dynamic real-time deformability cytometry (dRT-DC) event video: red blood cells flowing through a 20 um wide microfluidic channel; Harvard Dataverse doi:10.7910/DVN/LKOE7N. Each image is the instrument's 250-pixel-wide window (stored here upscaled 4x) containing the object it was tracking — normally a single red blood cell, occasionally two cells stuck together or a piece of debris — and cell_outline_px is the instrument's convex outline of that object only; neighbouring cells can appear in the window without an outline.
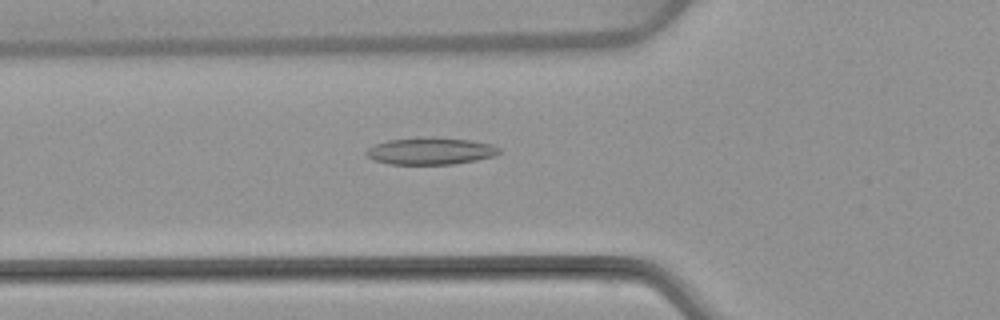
{"species": "common noctule bat (a hibernating species)", "species_latin": "Nyctalus noctula", "temperature_condition": "warm", "stored_images_in_passage": 53, "camera_frame_rate_fps": 3000, "um_per_image_px": 0.085, "animal": {"sex": "female", "body_mass_g": 22.7, "forearm_length_mm": 54.2}, "frame": {"image": 1, "passage_image": 19, "time_ms": 6.0, "image_size_px": [1000, 320], "cell_outline_px": [[500, 152], [496, 156], [476, 160], [452, 164], [388, 164], [372, 160], [364, 152], [368, 148], [376, 144], [388, 140], [428, 136], [472, 140], [492, 144], [500, 148]], "centroid_in_image_um": [36.6, 12.83], "position_along_channel_um": 89.2, "area_um2": 21.15}}
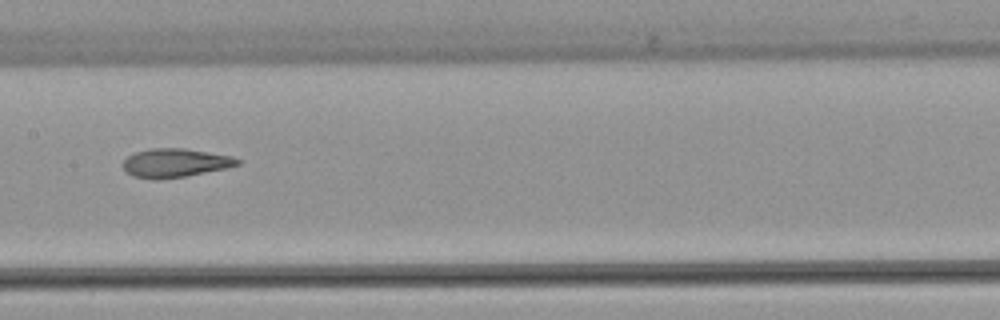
{"frame": {"image": 2, "passage_image": 27, "time_ms": 8.667, "image_size_px": [1000, 320], "cell_outline_px": [[240, 164], [228, 168], [184, 176], [160, 180], [152, 180], [132, 176], [124, 168], [124, 160], [128, 156], [136, 152], [148, 148], [184, 148], [232, 156], [240, 160]], "centroid_in_image_um": [14.89, 13.85], "position_along_channel_um": 192.5, "area_um2": 19.19}}
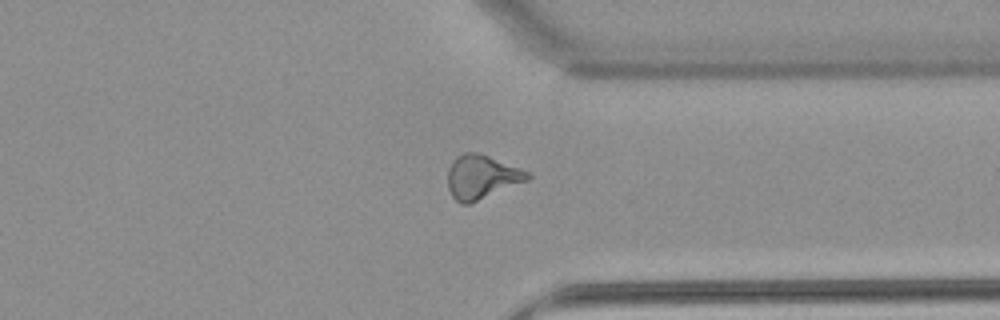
{"frame": {"image": 3, "passage_image": 41, "time_ms": 13.333, "image_size_px": [1000, 320], "cell_outline_px": [[532, 176], [528, 180], [468, 204], [460, 204], [452, 196], [448, 188], [448, 168], [452, 160], [456, 156], [464, 152], [476, 152], [488, 156], [520, 168], [528, 172]], "centroid_in_image_um": [40.9, 15.03], "position_along_channel_um": 370.5, "area_um2": 20.23}, "authors_computed_cell_mechanics": {"area_um2": 20.3456, "velocity_mm_per_s": 3.85, "shape_relaxation_time_tau1_ms": null, "shape_relaxation_time_tau2_ms": 2.0376, "deformation_change_tau1": null, "deformation_change_tau2": 0.1072}}